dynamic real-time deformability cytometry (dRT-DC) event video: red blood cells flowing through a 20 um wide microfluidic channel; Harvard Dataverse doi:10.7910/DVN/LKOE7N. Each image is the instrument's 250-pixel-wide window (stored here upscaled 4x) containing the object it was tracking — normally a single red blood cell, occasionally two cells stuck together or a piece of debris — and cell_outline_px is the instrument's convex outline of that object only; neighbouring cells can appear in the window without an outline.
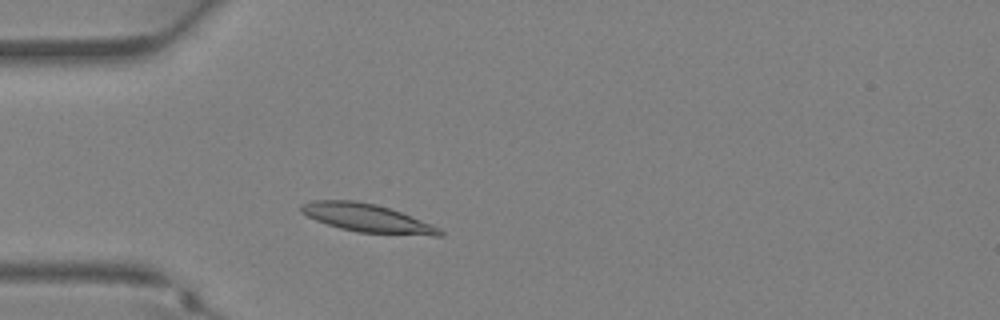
{"species": "Egyptian fruit bat (a non-hibernating species)", "species_latin": "Rousettus aegyptiacus", "temperature_condition": "warm", "stored_images_in_passage": 30, "camera_frame_rate_fps": 3000, "um_per_image_px": 0.085, "animal": {"sex": "female"}, "frame": {"image": 1, "passage_image": 4, "time_ms": 1.0, "image_size_px": [1000, 320], "cell_outline_px": [[444, 236], [432, 236], [360, 232], [340, 228], [316, 220], [300, 212], [300, 204], [312, 200], [356, 200], [376, 204], [400, 212], [432, 224], [440, 228], [444, 232]], "centroid_in_image_um": [31.21, 18.53], "position_along_channel_um": 53.8, "area_um2": 22.77}}
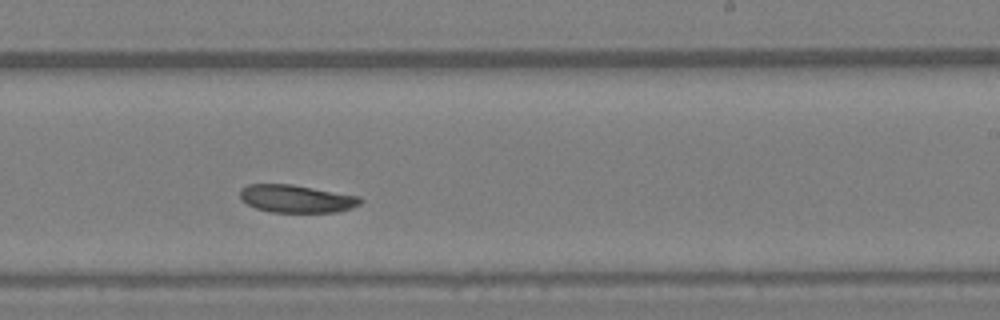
{"frame": {"image": 2, "passage_image": 16, "time_ms": 5.0, "image_size_px": [1000, 320], "cell_outline_px": [[364, 200], [360, 204], [352, 208], [336, 212], [272, 212], [256, 208], [248, 204], [240, 196], [240, 188], [248, 184], [292, 184], [360, 196]], "centroid_in_image_um": [25.23, 16.88], "position_along_channel_um": 263.8, "area_um2": 19.48}}
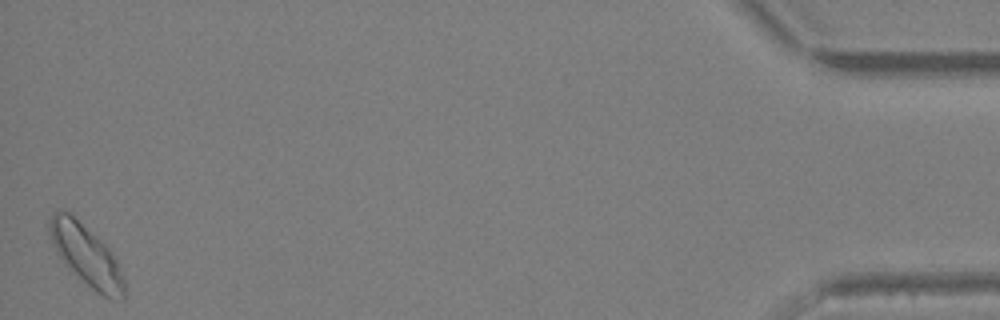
{"frame": {"image": 3, "passage_image": 30, "time_ms": 9.667, "image_size_px": [1000, 320], "cell_outline_px": [[124, 300], [112, 300], [96, 292], [64, 264], [56, 252], [48, 232], [48, 220], [52, 212], [60, 208], [68, 212], [100, 240], [108, 248], [116, 260], [124, 280]], "centroid_in_image_um": [7.29, 21.69], "position_along_channel_um": 427.9, "area_um2": 26.24}}